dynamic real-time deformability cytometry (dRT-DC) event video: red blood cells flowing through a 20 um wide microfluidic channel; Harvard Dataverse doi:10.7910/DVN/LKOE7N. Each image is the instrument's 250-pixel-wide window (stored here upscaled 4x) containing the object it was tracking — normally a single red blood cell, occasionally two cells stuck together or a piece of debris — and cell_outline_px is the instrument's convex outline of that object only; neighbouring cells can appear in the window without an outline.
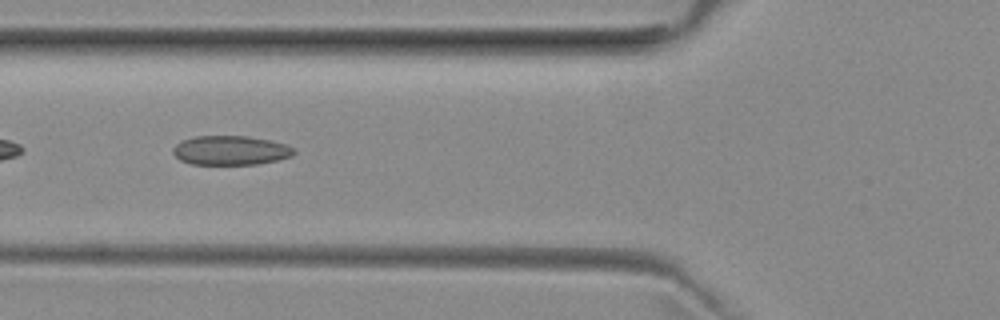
{"species": "common noctule bat (a hibernating species)", "species_latin": "Nyctalus noctula", "temperature_condition": "room temperature", "stored_images_in_passage": 36, "camera_frame_rate_fps": 3000, "um_per_image_px": 0.085, "animal": {"sex": "female", "body_mass_g": 29.2, "forearm_length_mm": 56.3}, "frame": {"image": 1, "passage_image": 15, "time_ms": 4.667, "image_size_px": [1000, 320], "cell_outline_px": [[296, 152], [292, 156], [276, 160], [256, 164], [192, 164], [180, 160], [172, 152], [172, 148], [180, 140], [196, 136], [248, 136], [268, 140], [284, 144], [296, 148]], "centroid_in_image_um": [19.58, 12.77], "position_along_channel_um": 106.2, "area_um2": 20.63}, "authors_computed_cell_mechanics": {"area_um2": 20.5479, "velocity_mm_per_s": 3.9863, "shape_relaxation_time_tau1_ms": null, "shape_relaxation_time_tau2_ms": 1.8986, "deformation_change_tau1": null, "deformation_change_tau2": 0.098}}